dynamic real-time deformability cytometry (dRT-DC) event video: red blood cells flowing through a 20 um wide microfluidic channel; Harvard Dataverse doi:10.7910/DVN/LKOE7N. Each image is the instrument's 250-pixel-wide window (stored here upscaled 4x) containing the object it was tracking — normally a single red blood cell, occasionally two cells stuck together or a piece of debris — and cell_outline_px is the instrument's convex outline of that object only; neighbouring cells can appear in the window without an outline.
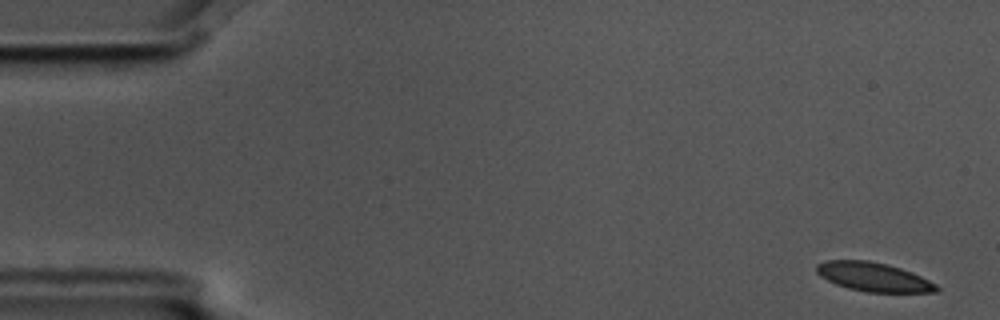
{"species": "common noctule bat (a hibernating species)", "species_latin": "Nyctalus noctula", "temperature_condition": "cold", "stored_images_in_passage": 6, "camera_frame_rate_fps": 3000, "um_per_image_px": 0.085, "animal": {"sex": "male", "body_mass_g": 17.5, "forearm_length_mm": 52.3}, "frame": {"image": 1, "passage_image": 1, "time_ms": 0.0, "image_size_px": [1000, 320], "cell_outline_px": [[940, 292], [868, 292], [848, 288], [836, 284], [820, 276], [816, 272], [816, 264], [828, 260], [868, 260], [888, 264], [912, 272], [936, 284], [940, 288]], "centroid_in_image_um": [74.25, 23.54], "position_along_channel_um": 10.7, "area_um2": 20.23}}
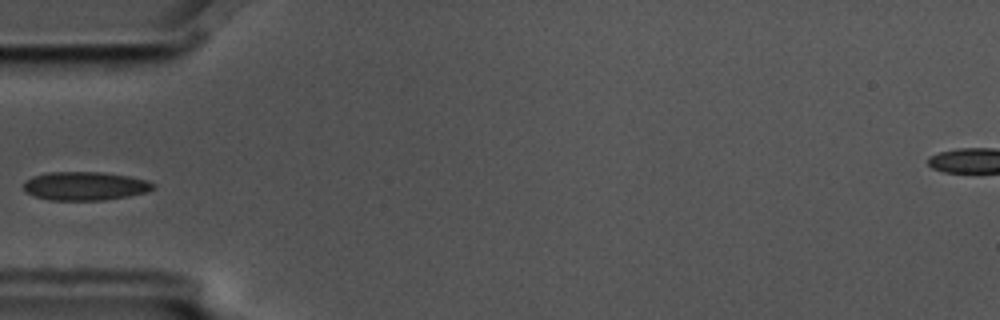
{"frame": {"image": 2, "passage_image": 5, "time_ms": 1.333, "image_size_px": [1000, 320], "cell_outline_px": [[156, 188], [148, 192], [128, 196], [104, 200], [48, 200], [24, 192], [24, 180], [32, 176], [48, 172], [104, 172], [128, 176], [148, 180], [156, 184]], "centroid_in_image_um": [7.25, 15.81], "position_along_channel_um": 77.8, "area_um2": 21.85}}